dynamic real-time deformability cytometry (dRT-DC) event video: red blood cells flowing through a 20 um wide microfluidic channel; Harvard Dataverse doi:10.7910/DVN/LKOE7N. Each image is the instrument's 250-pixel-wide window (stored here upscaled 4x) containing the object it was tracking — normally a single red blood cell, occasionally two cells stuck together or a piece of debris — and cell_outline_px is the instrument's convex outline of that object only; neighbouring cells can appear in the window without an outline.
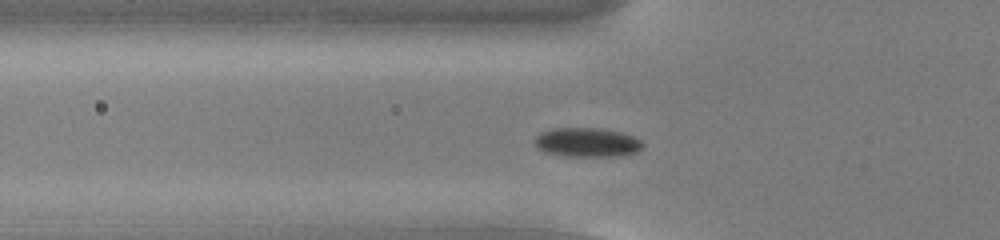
{"species": "common noctule bat (a hibernating species)", "species_latin": "Nyctalus noctula", "temperature_condition": "cold", "stored_images_in_passage": 43, "camera_frame_rate_fps": 3000, "um_per_image_px": 0.085, "animal": {"sex": "male", "body_mass_g": 13.0, "forearm_length_mm": 53.1}, "frame": {"image": 1, "passage_image": 7, "time_ms": 2.0, "image_size_px": [1000, 240], "cell_outline_px": [[644, 144], [636, 152], [620, 156], [568, 156], [544, 152], [536, 148], [532, 140], [540, 132], [552, 128], [600, 128], [620, 132], [636, 136]], "centroid_in_image_um": [49.86, 12.09], "position_along_channel_um": 75.9, "area_um2": 18.61}}
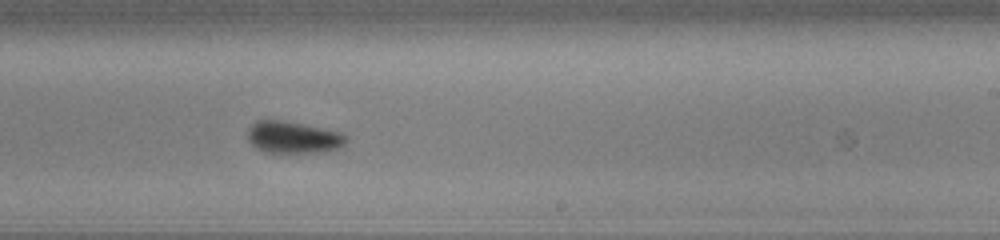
{"frame": {"image": 2, "passage_image": 22, "time_ms": 7.0, "image_size_px": [1000, 240], "cell_outline_px": [[348, 140], [344, 144], [336, 148], [320, 152], [264, 152], [256, 148], [248, 140], [248, 128], [256, 120], [280, 120], [304, 124], [340, 132], [348, 136]], "centroid_in_image_um": [24.9, 11.66], "position_along_channel_um": 264.1, "area_um2": 18.21}}
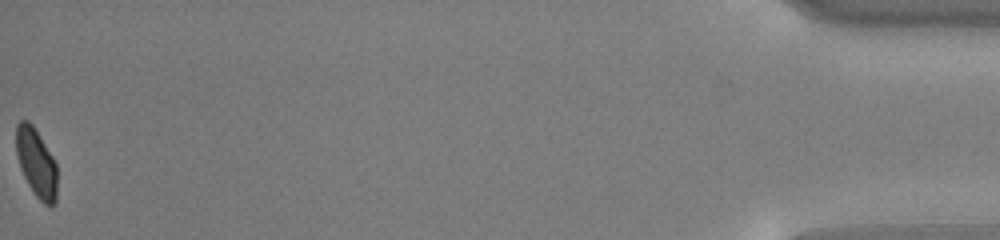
{"frame": {"image": 3, "passage_image": 43, "time_ms": 14.0, "image_size_px": [1000, 240], "cell_outline_px": [[56, 204], [52, 208], [48, 208], [36, 196], [28, 184], [20, 168], [16, 152], [16, 124], [20, 120], [28, 120], [32, 124], [40, 136], [52, 156], [56, 164]], "centroid_in_image_um": [3.09, 13.86], "position_along_channel_um": 432.1, "area_um2": 16.47}, "authors_computed_cell_mechanics": {"area_um2": 18.207, "velocity_mm_per_s": 3.7642, "shape_relaxation_time_tau1_ms": 2.4814, "shape_relaxation_time_tau2_ms": 3.1396, "deformation_change_tau1": 0.0655, "deformation_change_tau2": 0.0802}}